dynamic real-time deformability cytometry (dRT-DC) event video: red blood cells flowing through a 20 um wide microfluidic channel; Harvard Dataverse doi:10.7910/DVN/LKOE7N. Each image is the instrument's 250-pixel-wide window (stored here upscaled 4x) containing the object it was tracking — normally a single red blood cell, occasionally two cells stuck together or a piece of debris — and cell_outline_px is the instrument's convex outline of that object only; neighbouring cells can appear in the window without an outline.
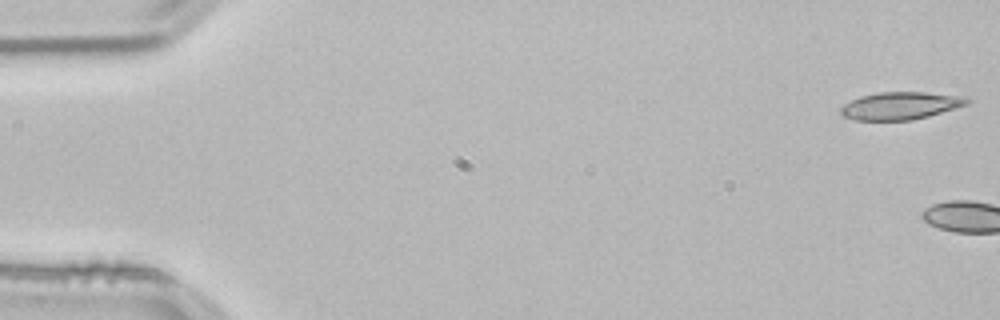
{"species": "common noctule bat (a hibernating species)", "species_latin": "Nyctalus noctula", "temperature_condition": "room temperature", "stored_images_in_passage": 4, "camera_frame_rate_fps": 3000, "um_per_image_px": 0.085, "animal": {"sex": "male", "body_mass_g": 21.5, "forearm_length_mm": 52.0}, "frame": {"image": 1, "passage_image": 1, "time_ms": 0.0, "image_size_px": [1000, 320], "cell_outline_px": [[972, 100], [968, 104], [928, 116], [912, 120], [856, 120], [844, 116], [840, 112], [840, 108], [844, 104], [860, 96], [880, 92], [924, 92], [956, 96]], "centroid_in_image_um": [76.5, 8.99], "position_along_channel_um": 8.5, "area_um2": 19.94}}